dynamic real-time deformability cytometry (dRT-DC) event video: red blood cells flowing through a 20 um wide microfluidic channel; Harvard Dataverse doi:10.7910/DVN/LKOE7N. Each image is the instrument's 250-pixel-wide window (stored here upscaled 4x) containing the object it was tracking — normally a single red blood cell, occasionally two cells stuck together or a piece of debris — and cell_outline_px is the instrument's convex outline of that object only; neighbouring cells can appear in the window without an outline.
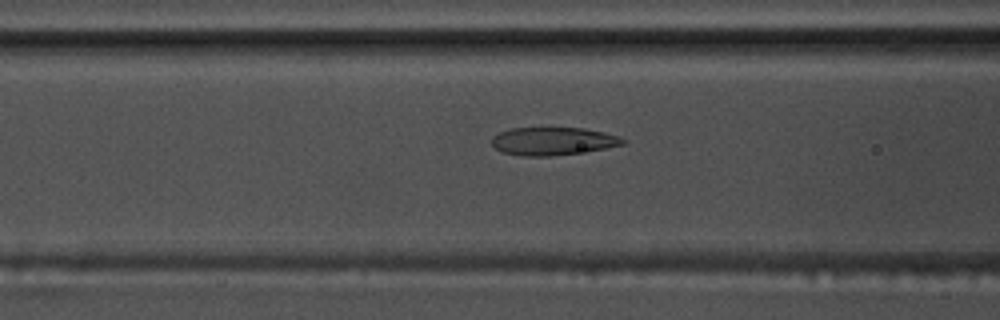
{"species": "common noctule bat (a hibernating species)", "species_latin": "Nyctalus noctula", "temperature_condition": "warm", "stored_images_in_passage": 43, "camera_frame_rate_fps": 3000, "um_per_image_px": 0.085, "animal": {"sex": "male", "body_mass_g": 17.5, "forearm_length_mm": 52.3}, "frame": {"image": 1, "passage_image": 10, "time_ms": 3.0, "image_size_px": [1000, 320], "cell_outline_px": [[628, 140], [624, 144], [604, 148], [548, 156], [520, 156], [500, 152], [492, 144], [492, 136], [508, 128], [584, 128], [604, 132], [620, 136]], "centroid_in_image_um": [46.97, 11.99], "position_along_channel_um": 119.6, "area_um2": 21.27}}
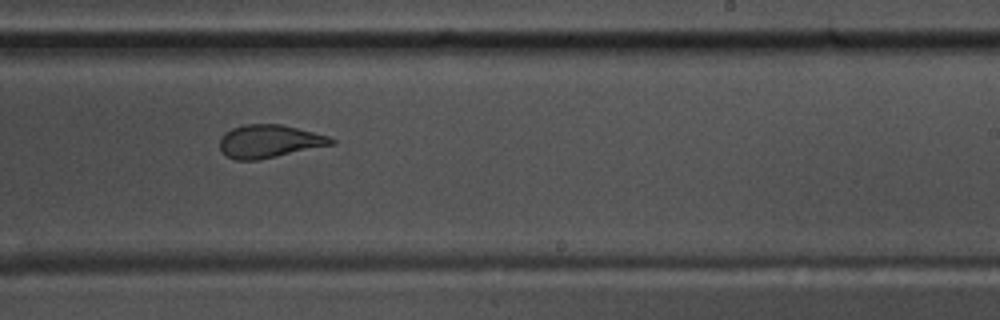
{"frame": {"image": 2, "passage_image": 22, "time_ms": 7.0, "image_size_px": [1000, 320], "cell_outline_px": [[336, 144], [256, 160], [236, 160], [228, 156], [220, 148], [220, 136], [224, 132], [232, 128], [244, 124], [280, 124], [328, 136], [336, 140]], "centroid_in_image_um": [22.88, 12.0], "position_along_channel_um": 266.1, "area_um2": 21.27}}
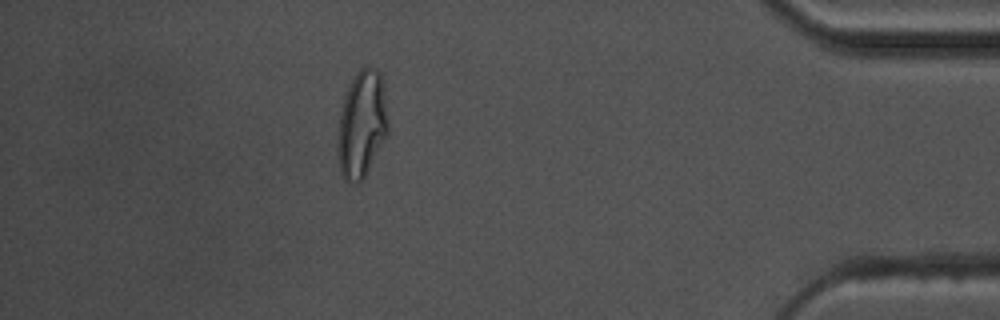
{"frame": {"image": 3, "passage_image": 37, "time_ms": 12.0, "image_size_px": [1000, 320], "cell_outline_px": [[388, 132], [364, 180], [360, 184], [352, 184], [344, 180], [340, 172], [336, 148], [336, 136], [340, 112], [344, 96], [348, 84], [356, 72], [360, 68], [372, 68], [380, 72], [388, 120]], "centroid_in_image_um": [30.71, 10.64], "position_along_channel_um": 404.5, "area_um2": 31.96}, "authors_computed_cell_mechanics": {"area_um2": 22.4264, "velocity_mm_per_s": 3.666, "shape_relaxation_time_tau1_ms": 8.6996, "shape_relaxation_time_tau2_ms": 1.3712, "deformation_change_tau1": 0.2563, "deformation_change_tau2": 0.0838}}